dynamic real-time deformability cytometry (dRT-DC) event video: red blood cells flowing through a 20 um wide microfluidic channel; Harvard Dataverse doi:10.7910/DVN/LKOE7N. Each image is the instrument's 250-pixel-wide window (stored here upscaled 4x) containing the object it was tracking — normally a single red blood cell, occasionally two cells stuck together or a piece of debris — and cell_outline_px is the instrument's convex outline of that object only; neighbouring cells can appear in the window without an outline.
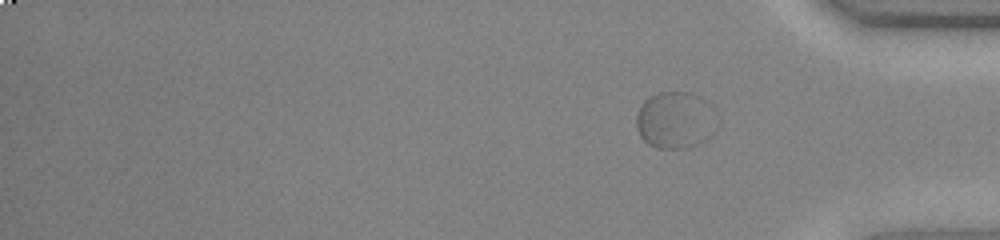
{"species": "common noctule bat (a hibernating species)", "species_latin": "Nyctalus noctula", "temperature_condition": "warm", "stored_images_in_passage": 50, "segment_of_instrument_passage": [2, 2], "camera_frame_rate_fps": 3000, "um_per_image_px": 0.085, "animal": {"sex": "female", "body_mass_g": 23.0, "forearm_length_mm": 53.4}, "frame": {"image": 1, "passage_image": 50, "time_ms": 16.333, "image_size_px": [1000, 240], "cell_outline_px": [[716, 112], [700, 140], [696, 144], [684, 148], [656, 148], [648, 144], [640, 136], [636, 128], [636, 116], [644, 100], [660, 92], [692, 92], [700, 96], [712, 104]], "centroid_in_image_um": [57.29, 10.16], "position_along_channel_um": 377.9, "area_um2": 25.78}}